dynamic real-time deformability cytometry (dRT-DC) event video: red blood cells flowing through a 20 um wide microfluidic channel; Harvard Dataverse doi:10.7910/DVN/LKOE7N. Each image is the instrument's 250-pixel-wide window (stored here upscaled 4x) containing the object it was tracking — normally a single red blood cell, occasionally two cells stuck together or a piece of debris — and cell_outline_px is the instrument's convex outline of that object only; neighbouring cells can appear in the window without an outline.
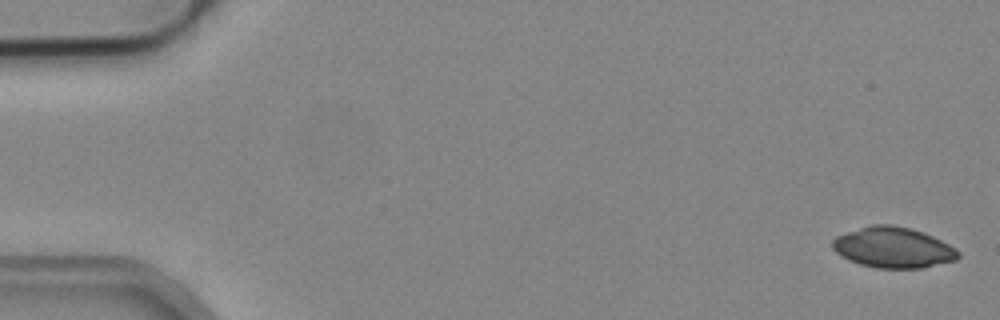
{"species": "common noctule bat (a hibernating species)", "species_latin": "Nyctalus noctula", "temperature_condition": "cold", "stored_images_in_passage": 6, "segment_of_instrument_passage": [2, 2], "camera_frame_rate_fps": 3000, "um_per_image_px": 0.085, "animal": {"sex": "male", "body_mass_g": 19.2, "forearm_length_mm": 51.8}, "frame": {"image": 1, "passage_image": 6, "time_ms": 1.667, "image_size_px": [1000, 320], "cell_outline_px": [[960, 256], [956, 260], [924, 268], [876, 268], [860, 264], [848, 260], [836, 252], [832, 248], [832, 240], [836, 236], [872, 224], [892, 224], [908, 228], [932, 236], [956, 248], [960, 252]], "centroid_in_image_um": [75.92, 21.05], "position_along_channel_um": 9.1, "area_um2": 29.71}}